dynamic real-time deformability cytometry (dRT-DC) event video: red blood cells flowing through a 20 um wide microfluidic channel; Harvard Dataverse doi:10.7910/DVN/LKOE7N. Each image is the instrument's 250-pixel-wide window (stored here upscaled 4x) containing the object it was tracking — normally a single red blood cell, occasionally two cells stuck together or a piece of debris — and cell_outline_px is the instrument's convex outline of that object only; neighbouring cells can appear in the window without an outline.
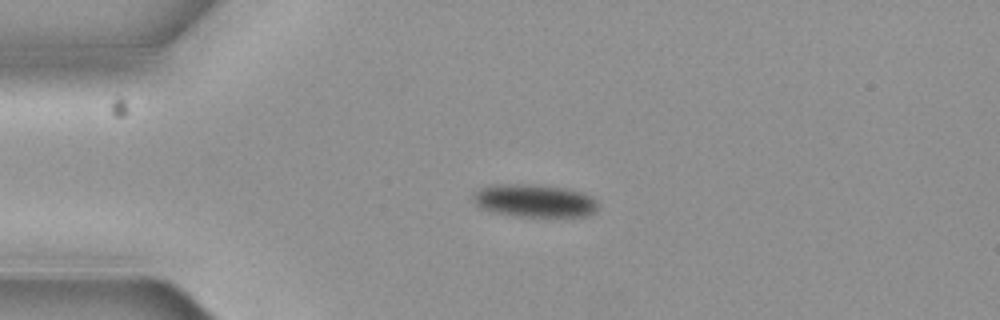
{"species": "common noctule bat (a hibernating species)", "species_latin": "Nyctalus noctula", "temperature_condition": "cold", "stored_images_in_passage": 6, "camera_frame_rate_fps": 3000, "um_per_image_px": 0.085, "animal": {"sex": "female", "body_mass_g": 19.3, "forearm_length_mm": 54.1}, "frame": {"image": 1, "passage_image": 2, "time_ms": 0.333, "image_size_px": [1000, 320], "cell_outline_px": [[596, 208], [592, 212], [584, 216], [516, 216], [496, 212], [480, 208], [476, 204], [472, 196], [480, 188], [496, 184], [504, 184], [564, 188], [584, 192], [592, 196], [596, 200]], "centroid_in_image_um": [45.42, 17.07], "position_along_channel_um": 39.6, "area_um2": 23.24}}
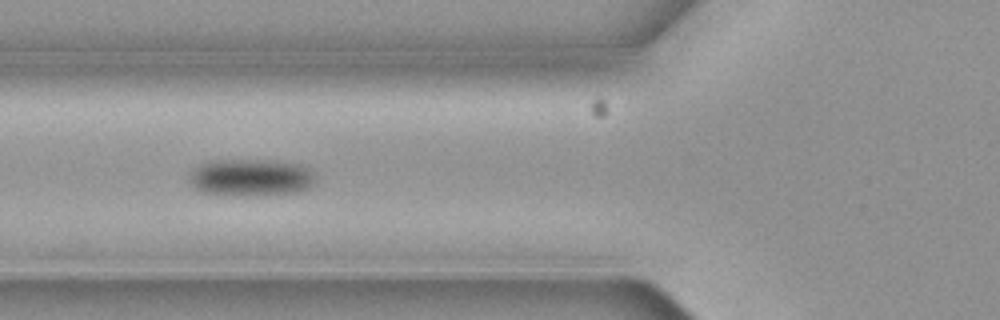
{"frame": {"image": 2, "passage_image": 4, "time_ms": 1.0, "image_size_px": [1000, 320], "cell_outline_px": [[316, 180], [308, 188], [300, 192], [240, 196], [200, 192], [188, 180], [192, 172], [200, 164], [212, 160], [268, 160], [304, 164], [316, 176]], "centroid_in_image_um": [21.36, 15.08], "position_along_channel_um": 104.4, "area_um2": 27.46}}
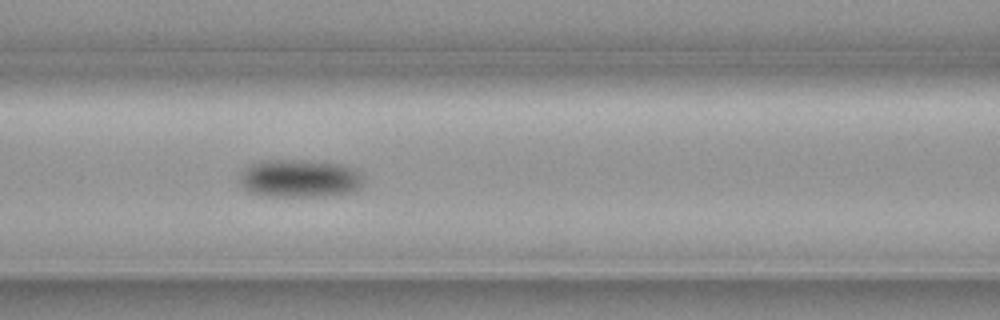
{"frame": {"image": 3, "passage_image": 5, "time_ms": 1.333, "image_size_px": [1000, 320], "cell_outline_px": [[360, 188], [352, 192], [324, 196], [264, 196], [248, 192], [240, 184], [240, 176], [244, 168], [260, 160], [308, 160], [344, 164], [356, 168], [360, 172]], "centroid_in_image_um": [25.45, 15.16], "position_along_channel_um": 141.1, "area_um2": 27.63}}